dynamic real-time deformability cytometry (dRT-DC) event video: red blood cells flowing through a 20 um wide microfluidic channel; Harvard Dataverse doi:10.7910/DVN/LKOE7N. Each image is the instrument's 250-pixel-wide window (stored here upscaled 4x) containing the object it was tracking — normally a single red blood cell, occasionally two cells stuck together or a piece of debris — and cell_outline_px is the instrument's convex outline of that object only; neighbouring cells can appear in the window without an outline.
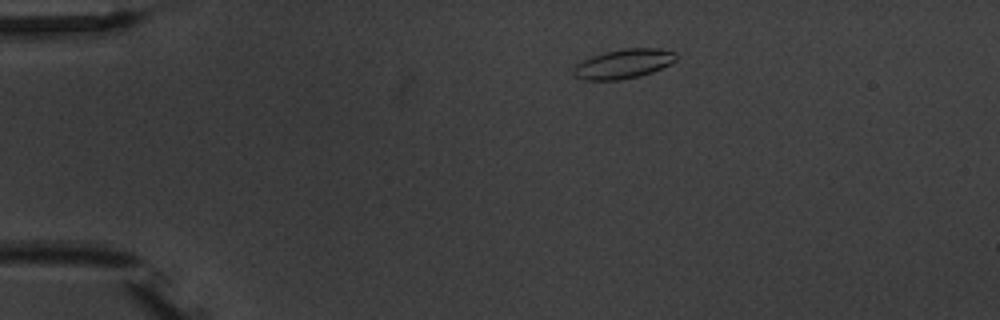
{"species": "common noctule bat (a hibernating species)", "species_latin": "Nyctalus noctula", "temperature_condition": "warm", "stored_images_in_passage": 2, "camera_frame_rate_fps": 3000, "um_per_image_px": 0.085, "animal": {"sex": "male", "body_mass_g": 20.1, "forearm_length_mm": 53.5}, "frame": {"image": 1, "passage_image": 1, "time_ms": 0.0, "image_size_px": [1000, 320], "cell_outline_px": [[676, 60], [652, 72], [640, 76], [616, 80], [584, 80], [576, 76], [572, 72], [572, 68], [576, 64], [592, 56], [624, 48], [660, 48], [676, 52]], "centroid_in_image_um": [52.99, 5.42], "position_along_channel_um": 32.0, "area_um2": 17.4}}